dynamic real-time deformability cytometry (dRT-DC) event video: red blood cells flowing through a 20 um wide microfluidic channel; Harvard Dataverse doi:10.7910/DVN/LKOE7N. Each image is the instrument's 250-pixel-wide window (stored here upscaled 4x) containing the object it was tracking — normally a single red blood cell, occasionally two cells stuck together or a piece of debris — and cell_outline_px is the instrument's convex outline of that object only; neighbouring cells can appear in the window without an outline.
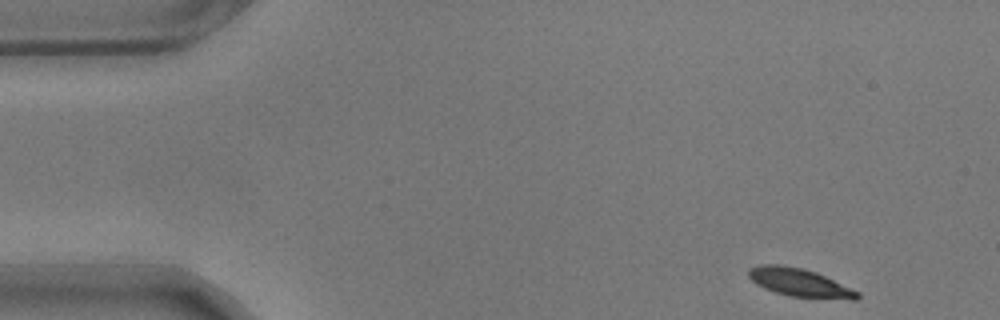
{"species": "common noctule bat (a hibernating species)", "species_latin": "Nyctalus noctula", "temperature_condition": "warm", "stored_images_in_passage": 54, "camera_frame_rate_fps": 3000, "um_per_image_px": 0.085, "animal": {"sex": "male", "body_mass_g": 17.9}, "frame": {"image": 1, "passage_image": 1, "time_ms": 0.0, "image_size_px": [1000, 320], "cell_outline_px": [[860, 296], [856, 300], [852, 300], [788, 296], [764, 288], [756, 284], [748, 276], [748, 268], [760, 264], [780, 264], [804, 268], [816, 272], [860, 292]], "centroid_in_image_um": [67.96, 24.01], "position_along_channel_um": 17.0, "area_um2": 18.03}}
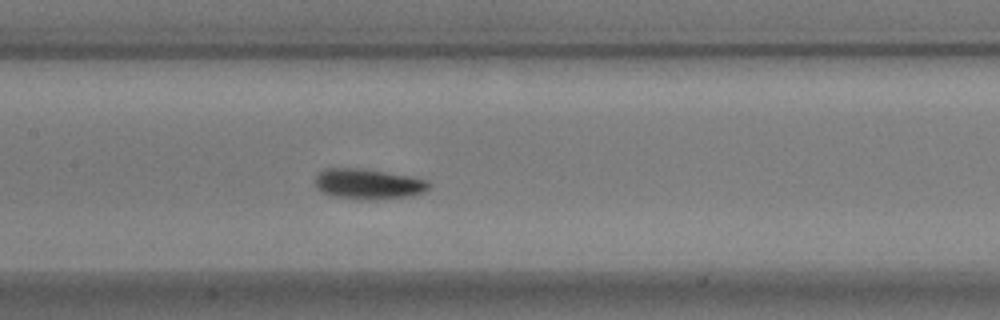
{"frame": {"image": 2, "passage_image": 23, "time_ms": 7.333, "image_size_px": [1000, 320], "cell_outline_px": [[428, 188], [424, 192], [408, 196], [368, 200], [332, 196], [320, 192], [316, 188], [316, 176], [324, 168], [360, 168], [408, 176], [424, 180], [428, 184]], "centroid_in_image_um": [31.22, 15.64], "position_along_channel_um": 176.2, "area_um2": 19.83}}
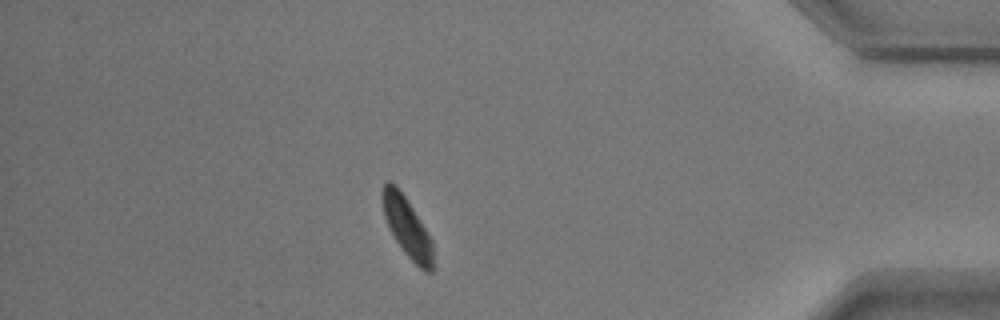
{"frame": {"image": 3, "passage_image": 46, "time_ms": 15.0, "image_size_px": [1000, 320], "cell_outline_px": [[432, 272], [424, 272], [404, 252], [396, 240], [384, 216], [380, 196], [380, 192], [384, 184], [388, 180], [396, 184], [412, 208], [432, 240]], "centroid_in_image_um": [34.56, 19.27], "position_along_channel_um": 400.6, "area_um2": 17.28}, "authors_computed_cell_mechanics": {"area_um2": 18.6116, "velocity_mm_per_s": 3.4792, "shape_relaxation_time_tau1_ms": 1.8043, "shape_relaxation_time_tau2_ms": null, "deformation_change_tau1": 0.1171, "deformation_change_tau2": null}}